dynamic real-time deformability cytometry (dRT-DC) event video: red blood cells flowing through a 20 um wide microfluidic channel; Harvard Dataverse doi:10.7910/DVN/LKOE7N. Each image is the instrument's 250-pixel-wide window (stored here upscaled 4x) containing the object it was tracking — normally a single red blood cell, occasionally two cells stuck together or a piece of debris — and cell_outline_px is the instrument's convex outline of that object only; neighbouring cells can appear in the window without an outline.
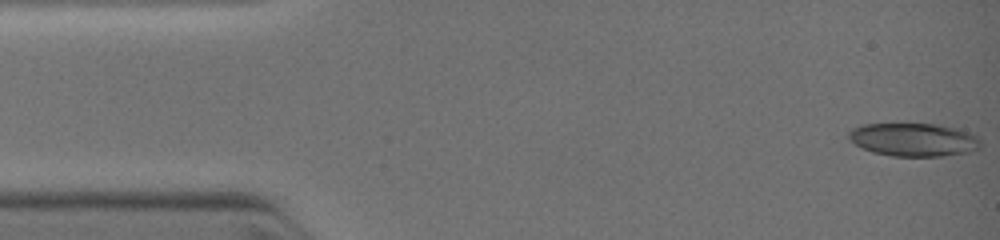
{"species": "common noctule bat (a hibernating species)", "species_latin": "Nyctalus noctula", "temperature_condition": "warm", "stored_images_in_passage": 5, "camera_frame_rate_fps": 3000, "um_per_image_px": 0.085, "animal": {"sex": "female", "body_mass_g": 19.0, "forearm_length_mm": 51.5}, "frame": {"image": 1, "passage_image": 1, "time_ms": 0.0, "image_size_px": [1000, 240], "cell_outline_px": [[980, 148], [968, 152], [940, 156], [892, 156], [872, 152], [848, 140], [848, 132], [852, 128], [864, 124], [940, 124], [968, 132], [976, 136], [980, 140]], "centroid_in_image_um": [77.64, 11.87], "position_along_channel_um": 7.4, "area_um2": 25.43}}